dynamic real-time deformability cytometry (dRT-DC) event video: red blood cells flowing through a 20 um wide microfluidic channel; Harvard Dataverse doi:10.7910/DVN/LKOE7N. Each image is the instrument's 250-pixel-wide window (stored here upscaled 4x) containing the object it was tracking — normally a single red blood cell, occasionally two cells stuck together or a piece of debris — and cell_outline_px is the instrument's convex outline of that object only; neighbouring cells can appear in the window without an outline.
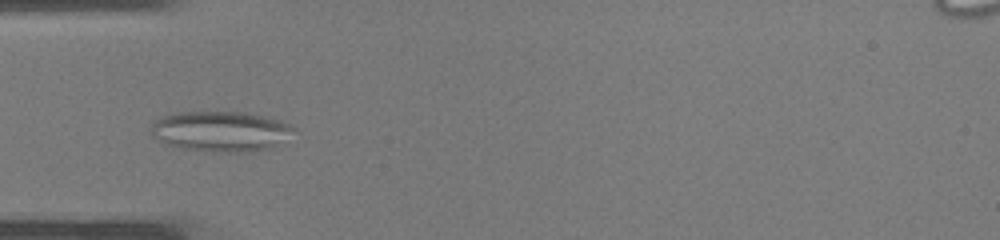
{"species": "common noctule bat (a hibernating species)", "species_latin": "Nyctalus noctula", "temperature_condition": "warm", "stored_images_in_passage": 26, "segment_of_instrument_passage": [1, 2], "camera_frame_rate_fps": 3000, "um_per_image_px": 0.085, "animal": {"sex": "male", "body_mass_g": 19.0, "forearm_length_mm": 50.8}, "frame": {"image": 1, "passage_image": 1, "time_ms": 0.0, "image_size_px": [1000, 240], "cell_outline_px": [[296, 128], [276, 144], [268, 148], [244, 152], [228, 152], [180, 148], [164, 144], [152, 136], [152, 124], [160, 116], [176, 112], [244, 112], [264, 116], [280, 120]], "centroid_in_image_um": [18.68, 11.14], "position_along_channel_um": 66.3, "area_um2": 33.12}}